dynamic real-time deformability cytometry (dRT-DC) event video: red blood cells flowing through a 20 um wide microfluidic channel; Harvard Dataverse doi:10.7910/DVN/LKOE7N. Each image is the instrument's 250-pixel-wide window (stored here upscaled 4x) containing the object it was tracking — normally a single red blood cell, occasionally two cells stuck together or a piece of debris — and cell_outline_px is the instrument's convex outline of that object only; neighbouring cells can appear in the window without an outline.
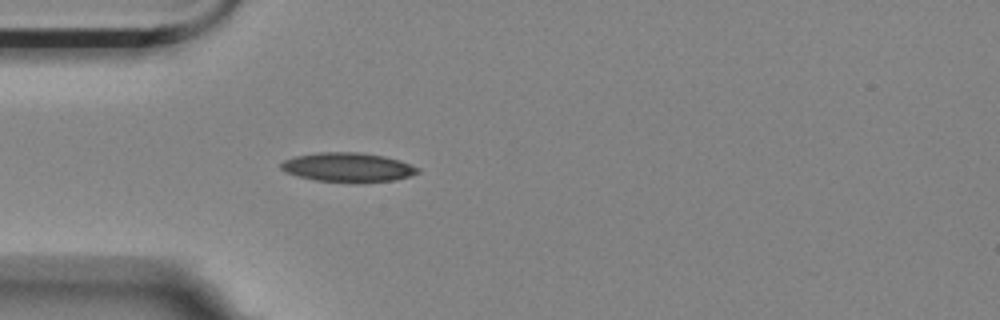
{"species": "Egyptian fruit bat (a non-hibernating species)", "species_latin": "Rousettus aegyptiacus", "temperature_condition": "room temperature", "stored_images_in_passage": 4, "camera_frame_rate_fps": 3000, "um_per_image_px": 0.085, "animal": {"sex": "female"}, "frame": {"image": 1, "passage_image": 4, "time_ms": 1.0, "image_size_px": [1000, 320], "cell_outline_px": [[420, 172], [408, 176], [392, 180], [356, 184], [316, 180], [284, 172], [280, 168], [280, 164], [284, 160], [296, 156], [316, 152], [360, 152], [384, 156], [400, 160], [420, 168]], "centroid_in_image_um": [29.57, 14.23], "position_along_channel_um": 55.4, "area_um2": 23.58}}